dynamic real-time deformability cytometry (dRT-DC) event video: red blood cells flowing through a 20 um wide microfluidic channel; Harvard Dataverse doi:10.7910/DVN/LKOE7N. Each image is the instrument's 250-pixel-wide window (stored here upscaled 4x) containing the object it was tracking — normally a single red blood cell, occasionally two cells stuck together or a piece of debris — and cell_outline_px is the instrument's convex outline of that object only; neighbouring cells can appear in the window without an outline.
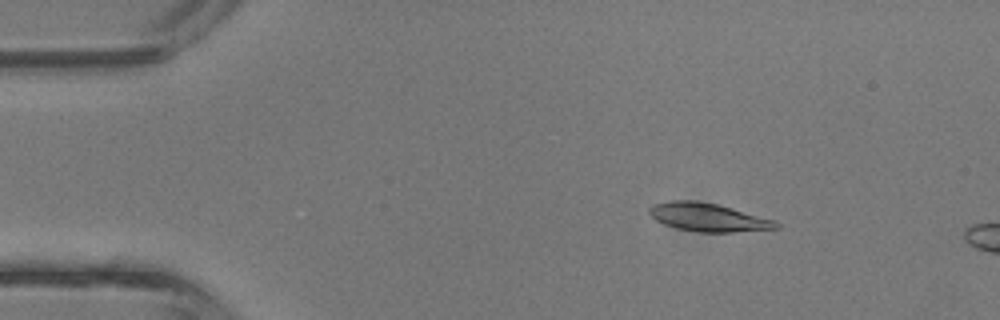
{"species": "common noctule bat (a hibernating species)", "species_latin": "Nyctalus noctula", "temperature_condition": "room temperature", "stored_images_in_passage": 11, "camera_frame_rate_fps": 3000, "um_per_image_px": 0.085, "animal": {"sex": "male", "body_mass_g": 13.3}, "frame": {"image": 1, "passage_image": 7, "time_ms": 2.0, "image_size_px": [1000, 320], "cell_outline_px": [[780, 228], [732, 232], [700, 232], [676, 228], [664, 224], [656, 220], [648, 212], [648, 208], [652, 204], [672, 200], [696, 200], [716, 204], [776, 220], [780, 224]], "centroid_in_image_um": [60.18, 18.46], "position_along_channel_um": 24.8, "area_um2": 20.87}}